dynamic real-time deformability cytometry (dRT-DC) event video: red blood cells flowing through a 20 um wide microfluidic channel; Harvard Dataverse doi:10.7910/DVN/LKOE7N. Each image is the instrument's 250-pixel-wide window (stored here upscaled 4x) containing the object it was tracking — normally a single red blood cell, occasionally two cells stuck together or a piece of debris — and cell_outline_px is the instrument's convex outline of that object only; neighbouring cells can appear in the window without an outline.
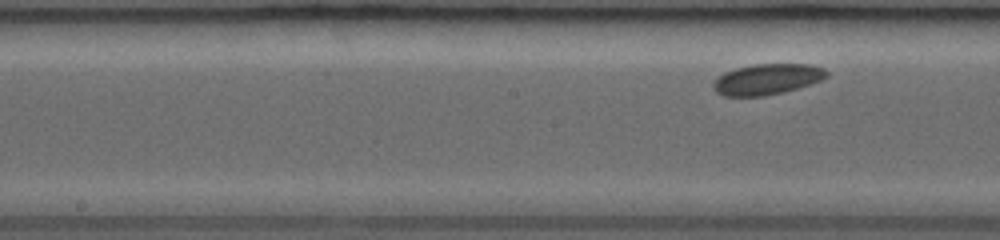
{"species": "common noctule bat (a hibernating species)", "species_latin": "Nyctalus noctula", "temperature_condition": "room temperature", "stored_images_in_passage": 6, "camera_frame_rate_fps": 3000, "um_per_image_px": 0.085, "animal": {"sex": "female", "body_mass_g": 19.0, "forearm_length_mm": 53.3}, "frame": {"image": 1, "passage_image": 6, "time_ms": 6.0, "image_size_px": [1000, 240], "cell_outline_px": [[828, 76], [820, 80], [784, 92], [764, 96], [724, 96], [716, 92], [712, 88], [712, 84], [724, 72], [736, 68], [752, 64], [812, 64], [824, 68], [828, 72]], "centroid_in_image_um": [65.19, 6.73], "position_along_channel_um": 183.0, "area_um2": 20.29}}